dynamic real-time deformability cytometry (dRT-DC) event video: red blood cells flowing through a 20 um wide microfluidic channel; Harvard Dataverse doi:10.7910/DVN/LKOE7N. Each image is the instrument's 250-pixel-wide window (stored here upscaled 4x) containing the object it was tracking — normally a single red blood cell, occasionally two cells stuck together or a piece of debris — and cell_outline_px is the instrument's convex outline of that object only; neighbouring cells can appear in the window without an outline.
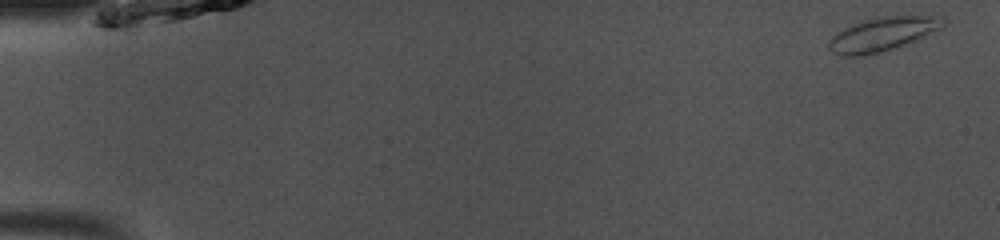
{"species": "common noctule bat (a hibernating species)", "species_latin": "Nyctalus noctula", "temperature_condition": "room temperature", "stored_images_in_passage": 48, "camera_frame_rate_fps": 3000, "um_per_image_px": 0.085, "animal": {"sex": "male", "body_mass_g": 13.0, "forearm_length_mm": 53.1}, "frame": {"image": 1, "passage_image": 1, "time_ms": 0.0, "image_size_px": [1000, 240], "cell_outline_px": [[948, 20], [944, 28], [908, 44], [896, 48], [880, 52], [860, 56], [844, 56], [832, 52], [828, 48], [828, 44], [832, 36], [836, 32], [852, 24], [864, 20], [880, 16], [944, 16]], "centroid_in_image_um": [75.09, 2.89], "position_along_channel_um": 9.9, "area_um2": 22.95}}
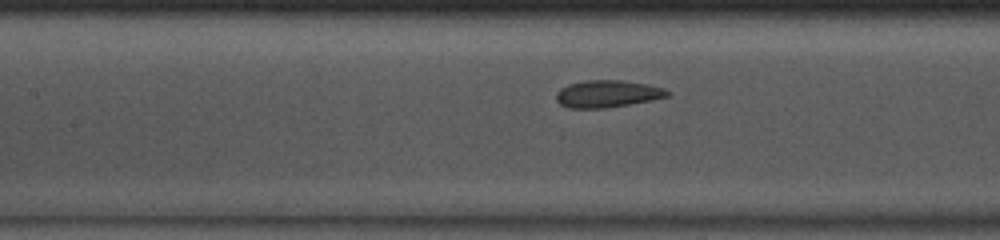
{"frame": {"image": 2, "passage_image": 22, "time_ms": 7.0, "image_size_px": [1000, 240], "cell_outline_px": [[672, 96], [652, 100], [604, 108], [568, 108], [560, 104], [556, 100], [556, 92], [560, 88], [568, 84], [588, 80], [620, 80], [648, 84], [664, 88], [672, 92]], "centroid_in_image_um": [51.66, 7.97], "position_along_channel_um": 155.7, "area_um2": 17.74}}
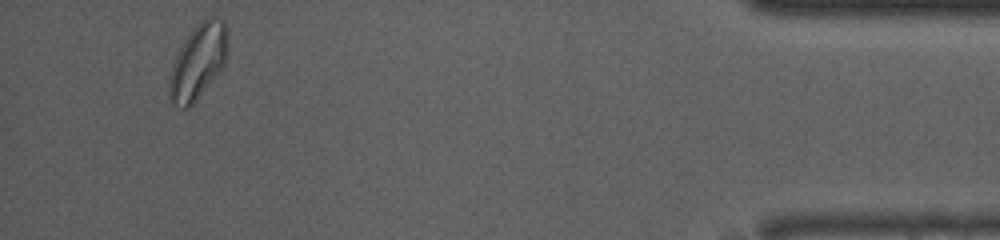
{"frame": {"image": 3, "passage_image": 46, "time_ms": 15.0, "image_size_px": [1000, 240], "cell_outline_px": [[228, 48], [224, 64], [192, 104], [188, 108], [184, 108], [172, 100], [168, 88], [168, 72], [180, 48], [196, 24], [200, 20], [208, 16], [212, 16], [224, 20], [228, 28]], "centroid_in_image_um": [16.85, 5.15], "position_along_channel_um": 418.3, "area_um2": 25.2}}